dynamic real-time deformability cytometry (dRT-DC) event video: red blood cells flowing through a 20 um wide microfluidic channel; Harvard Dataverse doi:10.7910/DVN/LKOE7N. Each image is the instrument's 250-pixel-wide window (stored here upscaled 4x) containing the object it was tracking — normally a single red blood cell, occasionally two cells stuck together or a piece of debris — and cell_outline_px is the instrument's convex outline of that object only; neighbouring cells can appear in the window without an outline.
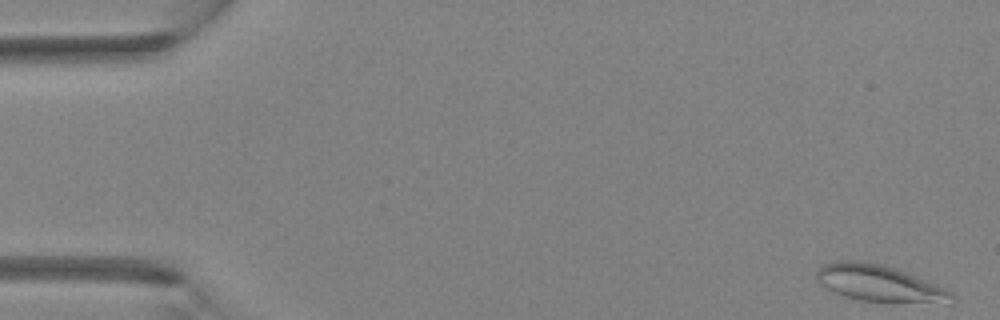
{"species": "Egyptian fruit bat (a non-hibernating species)", "species_latin": "Rousettus aegyptiacus", "temperature_condition": "room temperature", "stored_images_in_passage": 4, "camera_frame_rate_fps": 3000, "um_per_image_px": 0.085, "animal": {"sex": "female"}, "frame": {"image": 1, "passage_image": 1, "time_ms": 0.0, "image_size_px": [1000, 320], "cell_outline_px": [[956, 300], [892, 304], [888, 304], [860, 300], [844, 296], [832, 292], [820, 284], [816, 280], [816, 272], [824, 264], [836, 260], [856, 260], [880, 264], [904, 272], [936, 284], [952, 292], [956, 296]], "centroid_in_image_um": [74.68, 24.1], "position_along_channel_um": 10.3, "area_um2": 28.84}}